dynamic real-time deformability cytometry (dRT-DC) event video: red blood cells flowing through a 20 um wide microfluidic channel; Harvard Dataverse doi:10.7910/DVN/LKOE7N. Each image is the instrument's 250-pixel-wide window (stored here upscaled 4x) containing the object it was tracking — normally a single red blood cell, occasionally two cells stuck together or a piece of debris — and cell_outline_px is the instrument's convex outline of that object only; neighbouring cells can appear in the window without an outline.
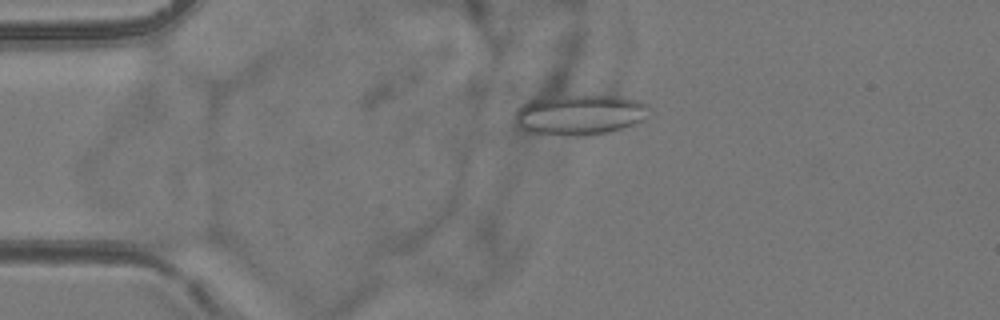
{"species": "common noctule bat (a hibernating species)", "species_latin": "Nyctalus noctula", "temperature_condition": "room temperature", "stored_images_in_passage": 55, "camera_frame_rate_fps": 3000, "um_per_image_px": 0.085, "animal": {"sex": "female", "body_mass_g": 24.6, "forearm_length_mm": 56.2}, "frame": {"image": 1, "passage_image": 13, "time_ms": 4.0, "image_size_px": [1000, 320], "cell_outline_px": [[648, 104], [644, 120], [608, 132], [576, 136], [536, 132], [520, 128], [512, 120], [516, 108], [524, 100], [536, 92], [540, 92], [616, 96], [640, 100]], "centroid_in_image_um": [49.09, 9.64], "position_along_channel_um": 35.9, "area_um2": 33.12}}
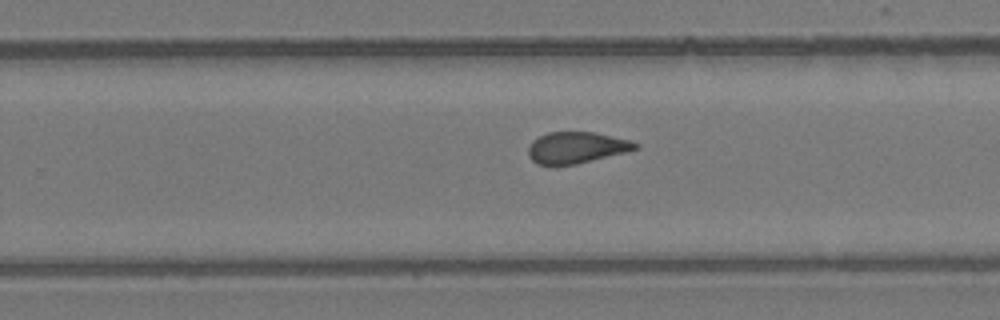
{"frame": {"image": 2, "passage_image": 35, "time_ms": 11.333, "image_size_px": [1000, 320], "cell_outline_px": [[640, 148], [576, 164], [536, 164], [528, 156], [528, 148], [532, 140], [548, 132], [592, 132], [632, 140], [640, 144]], "centroid_in_image_um": [49.0, 12.53], "position_along_channel_um": 280.8, "area_um2": 19.42}}
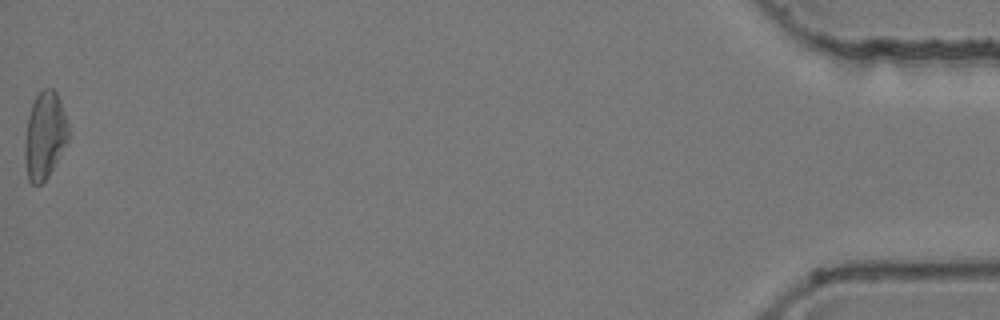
{"frame": {"image": 3, "passage_image": 55, "time_ms": 18.0, "image_size_px": [1000, 320], "cell_outline_px": [[68, 140], [48, 176], [40, 184], [32, 184], [28, 180], [24, 160], [24, 144], [28, 116], [32, 104], [36, 96], [44, 88], [52, 88], [56, 92], [60, 100], [68, 128]], "centroid_in_image_um": [3.77, 11.52], "position_along_channel_um": 431.4, "area_um2": 21.85}, "authors_computed_cell_mechanics": {"area_um2": 20.6346, "velocity_mm_per_s": 3.837, "shape_relaxation_time_tau1_ms": null, "shape_relaxation_time_tau2_ms": 1.173, "deformation_change_tau1": null, "deformation_change_tau2": 0.0925}}